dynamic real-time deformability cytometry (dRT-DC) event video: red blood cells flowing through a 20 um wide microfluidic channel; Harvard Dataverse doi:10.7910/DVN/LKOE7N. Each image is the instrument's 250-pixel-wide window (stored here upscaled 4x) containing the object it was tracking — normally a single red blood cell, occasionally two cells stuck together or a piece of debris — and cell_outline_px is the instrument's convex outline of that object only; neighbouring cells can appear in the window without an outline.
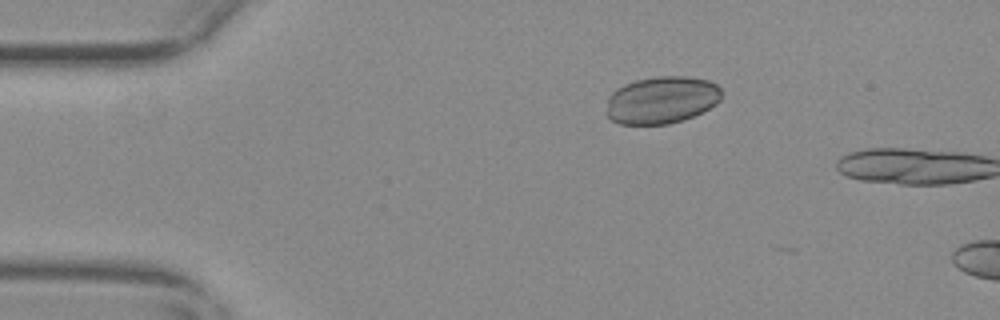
{"species": "common noctule bat (a hibernating species)", "species_latin": "Nyctalus noctula", "temperature_condition": "warm", "stored_images_in_passage": 2, "camera_frame_rate_fps": 3000, "um_per_image_px": 0.085, "animal": {"sex": "female", "body_mass_g": 29.2, "forearm_length_mm": 56.3}, "frame": {"image": 1, "passage_image": 1, "time_ms": 0.0, "image_size_px": [1000, 320], "cell_outline_px": [[720, 100], [716, 104], [684, 120], [668, 124], [620, 124], [612, 120], [604, 112], [608, 96], [616, 88], [624, 84], [636, 80], [656, 76], [688, 76], [708, 80], [716, 84], [720, 88]], "centroid_in_image_um": [56.19, 8.49], "position_along_channel_um": 28.8, "area_um2": 31.96}}